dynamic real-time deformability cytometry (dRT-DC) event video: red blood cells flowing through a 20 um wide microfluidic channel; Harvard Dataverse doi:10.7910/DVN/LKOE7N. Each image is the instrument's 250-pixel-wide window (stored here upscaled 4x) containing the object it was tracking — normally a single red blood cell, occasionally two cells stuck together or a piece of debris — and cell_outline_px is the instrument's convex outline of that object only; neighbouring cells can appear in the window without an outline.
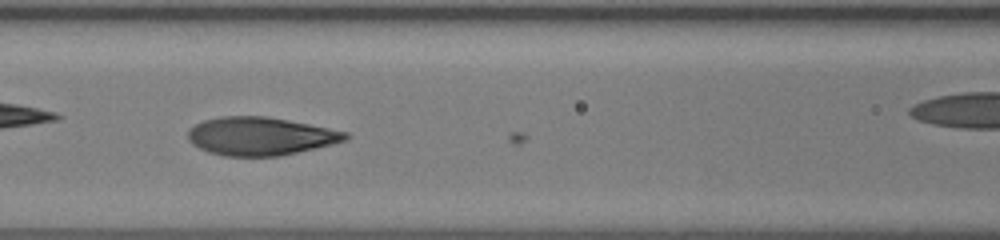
{"species": "human", "species_latin": "Homo sapiens", "temperature_condition": "room temperature", "stored_images_in_passage": 12, "camera_frame_rate_fps": 3000, "um_per_image_px": 0.085, "donor": {"sex": "female"}, "frame": {"image": 1, "passage_image": 10, "time_ms": 3.0, "image_size_px": [1000, 240], "cell_outline_px": [[352, 136], [348, 140], [316, 148], [280, 156], [224, 156], [208, 152], [192, 144], [188, 140], [188, 128], [204, 120], [220, 116], [264, 116], [288, 120], [348, 132]], "centroid_in_image_um": [22.13, 11.58], "position_along_channel_um": 144.5, "area_um2": 35.14}}